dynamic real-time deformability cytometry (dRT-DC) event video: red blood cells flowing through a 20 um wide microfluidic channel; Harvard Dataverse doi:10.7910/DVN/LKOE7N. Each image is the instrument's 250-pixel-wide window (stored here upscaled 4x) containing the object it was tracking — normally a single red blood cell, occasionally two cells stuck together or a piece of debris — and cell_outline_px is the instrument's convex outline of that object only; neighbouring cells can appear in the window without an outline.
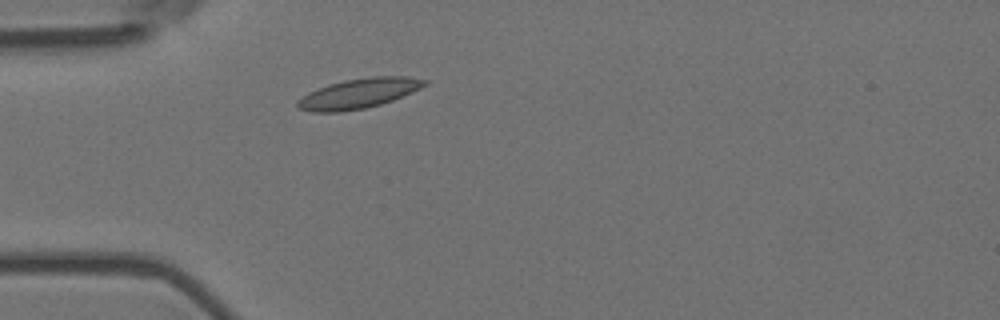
{"species": "Egyptian fruit bat (a non-hibernating species)", "species_latin": "Rousettus aegyptiacus", "temperature_condition": "room temperature", "stored_images_in_passage": 2, "camera_frame_rate_fps": 3000, "um_per_image_px": 0.085, "animal": {"sex": "female"}, "frame": {"image": 1, "passage_image": 2, "time_ms": 0.333, "image_size_px": [1000, 320], "cell_outline_px": [[428, 84], [412, 92], [392, 100], [380, 104], [364, 108], [340, 112], [312, 112], [296, 108], [296, 100], [308, 92], [328, 84], [344, 80], [372, 76], [408, 76], [428, 80]], "centroid_in_image_um": [30.46, 7.94], "position_along_channel_um": 54.5, "area_um2": 22.25}}